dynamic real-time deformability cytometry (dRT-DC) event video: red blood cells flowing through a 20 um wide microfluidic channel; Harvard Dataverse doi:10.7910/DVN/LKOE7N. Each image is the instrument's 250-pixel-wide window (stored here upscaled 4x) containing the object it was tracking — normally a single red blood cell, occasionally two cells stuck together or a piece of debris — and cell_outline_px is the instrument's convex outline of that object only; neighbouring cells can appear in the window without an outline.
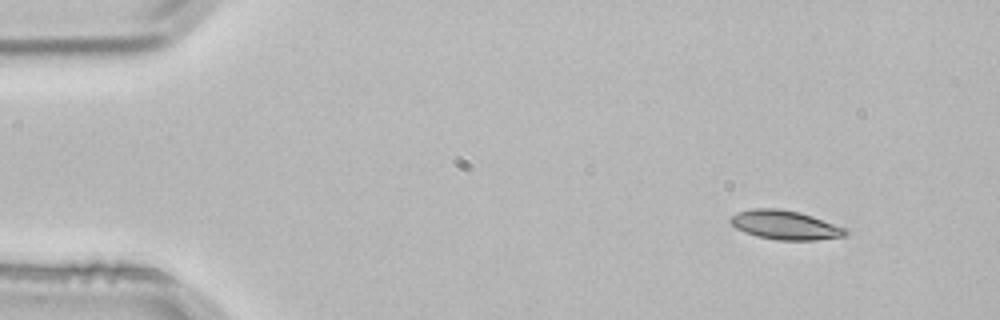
{"species": "common noctule bat (a hibernating species)", "species_latin": "Nyctalus noctula", "temperature_condition": "room temperature", "stored_images_in_passage": 3, "camera_frame_rate_fps": 3000, "um_per_image_px": 0.085, "animal": {"sex": "male", "body_mass_g": 21.5, "forearm_length_mm": 52.0}, "frame": {"image": 1, "passage_image": 1, "time_ms": 0.0, "image_size_px": [1000, 320], "cell_outline_px": [[848, 232], [844, 236], [816, 240], [776, 240], [756, 236], [744, 232], [736, 228], [728, 220], [736, 212], [752, 208], [776, 208], [800, 212], [848, 228]], "centroid_in_image_um": [66.73, 19.12], "position_along_channel_um": 18.3, "area_um2": 19.65}}